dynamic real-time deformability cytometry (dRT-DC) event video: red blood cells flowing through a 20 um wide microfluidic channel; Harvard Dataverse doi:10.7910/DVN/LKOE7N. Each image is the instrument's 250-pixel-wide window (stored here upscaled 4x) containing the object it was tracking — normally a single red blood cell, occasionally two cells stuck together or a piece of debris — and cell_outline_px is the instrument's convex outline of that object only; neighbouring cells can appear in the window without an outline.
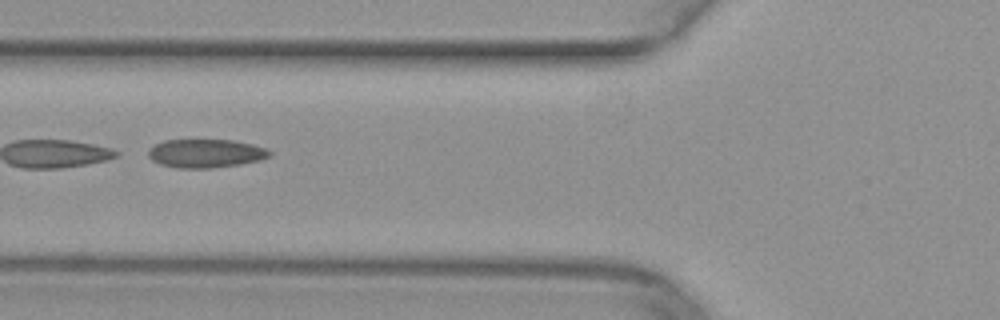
{"species": "common noctule bat (a hibernating species)", "species_latin": "Nyctalus noctula", "temperature_condition": "warm", "stored_images_in_passage": 44, "camera_frame_rate_fps": 3000, "um_per_image_px": 0.085, "animal": {"sex": "female", "body_mass_g": 29.2, "forearm_length_mm": 56.3}, "frame": {"image": 1, "passage_image": 16, "time_ms": 5.0, "image_size_px": [1000, 320], "cell_outline_px": [[272, 152], [268, 156], [260, 160], [240, 164], [212, 168], [176, 168], [160, 164], [152, 160], [148, 156], [148, 148], [164, 140], [236, 140], [268, 148]], "centroid_in_image_um": [17.48, 13.03], "position_along_channel_um": 108.3, "area_um2": 20.29}}
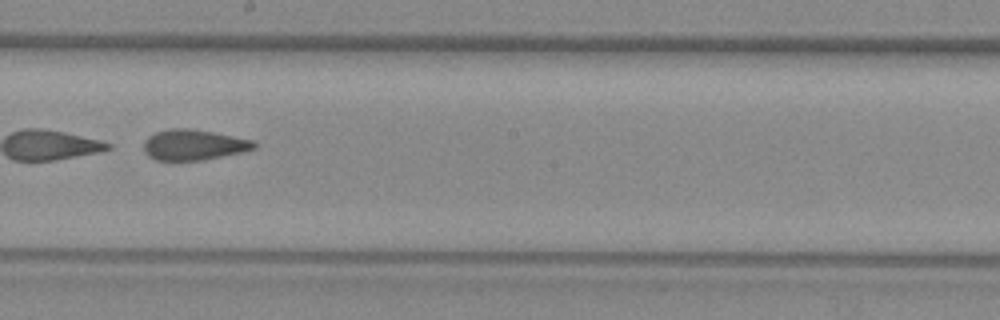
{"frame": {"image": 2, "passage_image": 25, "time_ms": 8.0, "image_size_px": [1000, 320], "cell_outline_px": [[256, 148], [240, 152], [200, 160], [156, 160], [148, 156], [144, 152], [144, 140], [148, 136], [156, 132], [172, 128], [192, 128], [256, 140]], "centroid_in_image_um": [16.45, 12.29], "position_along_channel_um": 231.7, "area_um2": 19.65}}
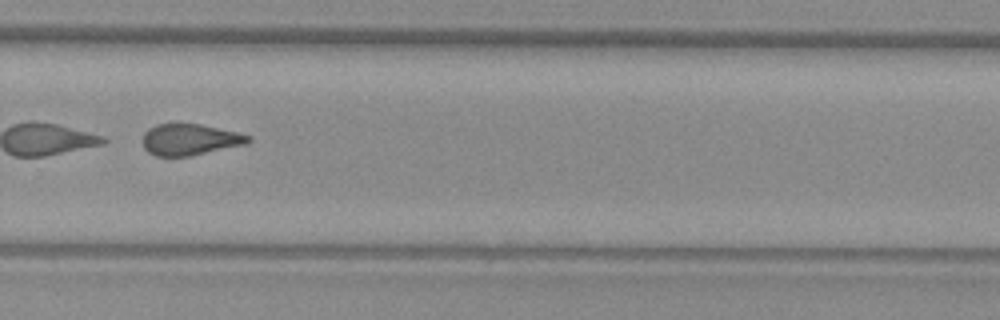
{"frame": {"image": 3, "passage_image": 31, "time_ms": 10.0, "image_size_px": [1000, 320], "cell_outline_px": [[252, 140], [244, 144], [188, 156], [156, 156], [148, 152], [144, 148], [144, 132], [148, 128], [156, 124], [200, 124], [236, 132], [252, 136]], "centroid_in_image_um": [16.12, 11.86], "position_along_channel_um": 313.7, "area_um2": 18.96}}